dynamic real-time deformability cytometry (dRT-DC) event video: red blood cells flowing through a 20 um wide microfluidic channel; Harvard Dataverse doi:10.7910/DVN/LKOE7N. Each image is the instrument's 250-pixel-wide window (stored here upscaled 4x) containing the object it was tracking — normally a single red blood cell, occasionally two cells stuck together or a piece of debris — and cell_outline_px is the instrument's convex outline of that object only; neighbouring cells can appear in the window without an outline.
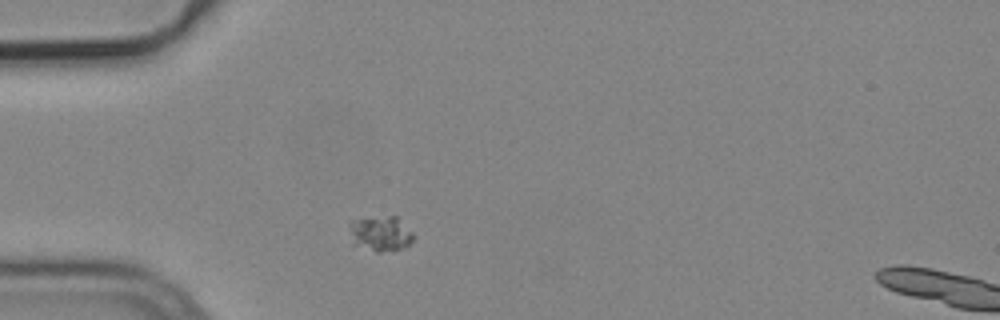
{"species": "common noctule bat (a hibernating species)", "species_latin": "Nyctalus noctula", "temperature_condition": "cold", "stored_images_in_passage": 41, "camera_frame_rate_fps": 3000, "um_per_image_px": 0.085, "animal": {"sex": "male", "body_mass_g": 19.2, "forearm_length_mm": 51.8}, "frame": {"image": 1, "passage_image": 1, "time_ms": 0.0, "image_size_px": [1000, 320], "cell_outline_px": [[416, 236], [404, 248], [380, 252], [376, 252], [352, 244], [348, 224], [352, 220], [388, 216], [396, 216]], "centroid_in_image_um": [32.32, 19.87], "position_along_channel_um": 52.7, "area_um2": 13.12}}
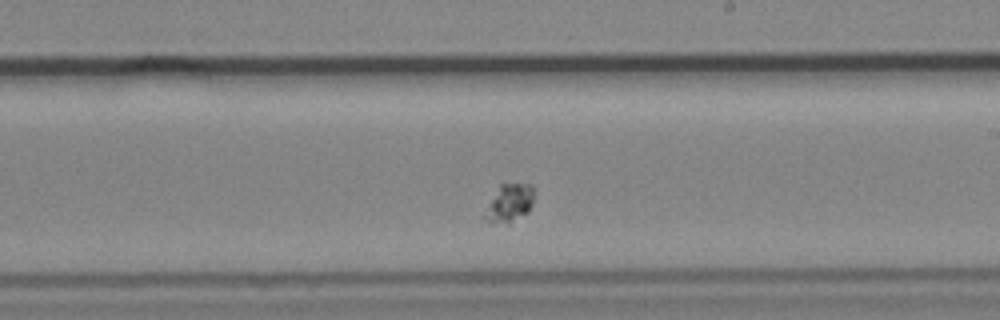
{"frame": {"image": 2, "passage_image": 18, "time_ms": 5.667, "image_size_px": [1000, 320], "cell_outline_px": [[532, 204], [528, 212], [508, 224], [492, 224], [484, 220], [484, 216], [500, 184], [532, 184]], "centroid_in_image_um": [43.3, 17.31], "position_along_channel_um": 245.7, "area_um2": 10.58}}
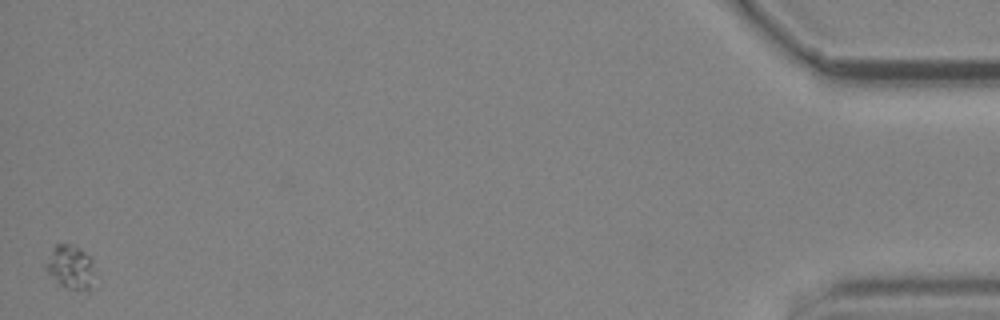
{"frame": {"image": 3, "passage_image": 41, "time_ms": 13.333, "image_size_px": [1000, 320], "cell_outline_px": [[92, 264], [88, 292], [68, 288], [60, 284], [48, 272], [48, 264], [52, 252], [56, 244], [72, 244], [80, 248], [92, 260]], "centroid_in_image_um": [6.0, 22.69], "position_along_channel_um": 429.2, "area_um2": 11.5}}